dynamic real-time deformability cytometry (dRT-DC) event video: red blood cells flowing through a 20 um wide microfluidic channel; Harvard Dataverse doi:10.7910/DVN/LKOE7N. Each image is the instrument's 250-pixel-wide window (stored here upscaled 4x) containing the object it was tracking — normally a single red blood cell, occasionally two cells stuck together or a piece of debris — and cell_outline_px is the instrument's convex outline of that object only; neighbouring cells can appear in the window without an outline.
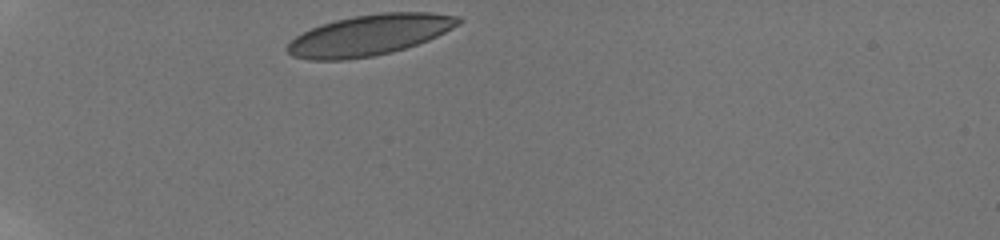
{"species": "human", "species_latin": "Homo sapiens", "temperature_condition": "room temperature", "stored_images_in_passage": 33, "camera_frame_rate_fps": 3000, "um_per_image_px": 0.085, "donor": {"sex": "male"}, "frame": {"image": 1, "passage_image": 1, "time_ms": 0.0, "image_size_px": [1000, 240], "cell_outline_px": [[464, 20], [460, 24], [428, 40], [392, 52], [372, 56], [344, 60], [308, 60], [292, 56], [288, 52], [288, 44], [296, 36], [312, 28], [336, 20], [352, 16], [380, 12], [432, 12], [460, 16]], "centroid_in_image_um": [31.44, 2.97], "position_along_channel_um": 53.6, "area_um2": 40.46}}
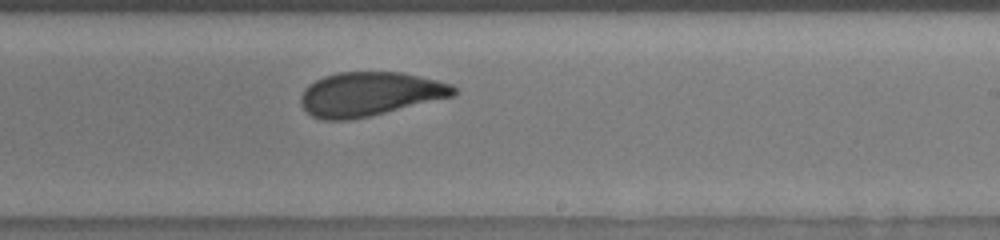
{"frame": {"image": 2, "passage_image": 20, "time_ms": 6.333, "image_size_px": [1000, 240], "cell_outline_px": [[460, 88], [452, 96], [352, 120], [324, 120], [312, 116], [300, 104], [300, 96], [304, 88], [308, 84], [324, 76], [340, 72], [400, 72], [436, 80], [452, 84]], "centroid_in_image_um": [31.39, 7.99], "position_along_channel_um": 257.6, "area_um2": 39.02}}
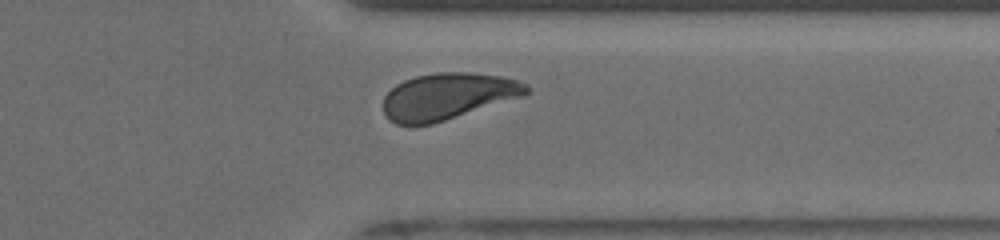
{"frame": {"image": 3, "passage_image": 29, "time_ms": 9.333, "image_size_px": [1000, 240], "cell_outline_px": [[532, 92], [524, 96], [432, 124], [396, 124], [388, 120], [384, 112], [384, 96], [396, 84], [404, 80], [416, 76], [436, 72], [472, 72], [500, 76], [516, 80], [532, 88]], "centroid_in_image_um": [38.07, 8.17], "position_along_channel_um": 373.3, "area_um2": 38.78}, "authors_computed_cell_mechanics": {"area_um2": 39.304, "velocity_mm_per_s": 3.8411, "shape_relaxation_time_tau1_ms": 5.5107, "shape_relaxation_time_tau2_ms": 0.8523, "deformation_change_tau1": 0.1601, "deformation_change_tau2": 0.0654}}